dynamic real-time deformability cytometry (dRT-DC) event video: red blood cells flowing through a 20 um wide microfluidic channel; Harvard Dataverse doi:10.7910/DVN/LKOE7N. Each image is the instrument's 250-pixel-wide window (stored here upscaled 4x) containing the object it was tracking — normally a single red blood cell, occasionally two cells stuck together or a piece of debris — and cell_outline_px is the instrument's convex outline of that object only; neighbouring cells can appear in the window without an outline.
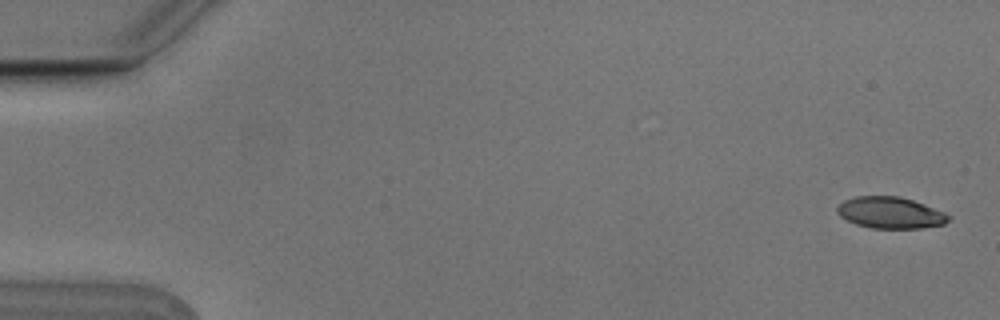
{"species": "Egyptian fruit bat (a non-hibernating species)", "species_latin": "Rousettus aegyptiacus", "temperature_condition": "cold", "stored_images_in_passage": 5, "camera_frame_rate_fps": 3000, "um_per_image_px": 0.085, "animal": {"sex": "male"}, "frame": {"image": 1, "passage_image": 1, "time_ms": 0.0, "image_size_px": [1000, 320], "cell_outline_px": [[952, 216], [944, 224], [920, 228], [872, 228], [856, 224], [840, 216], [836, 212], [836, 208], [844, 200], [856, 196], [900, 196], [924, 204], [944, 212]], "centroid_in_image_um": [75.67, 18.07], "position_along_channel_um": 9.3, "area_um2": 20.35}}
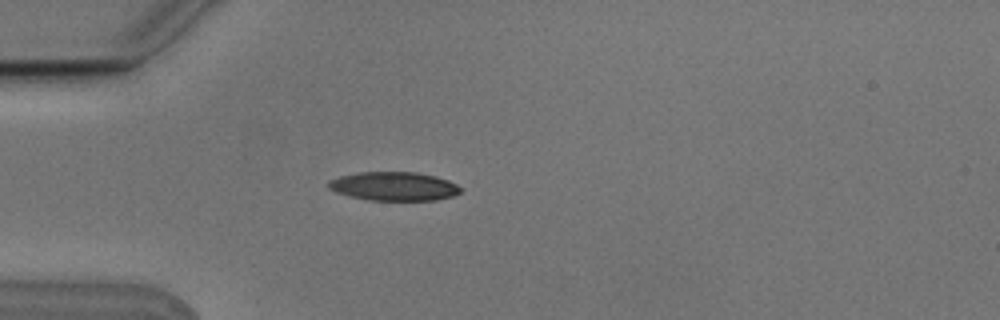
{"frame": {"image": 2, "passage_image": 4, "time_ms": 1.0, "image_size_px": [1000, 320], "cell_outline_px": [[460, 192], [452, 196], [436, 200], [368, 200], [336, 192], [328, 188], [328, 180], [340, 176], [360, 172], [416, 172], [436, 176], [448, 180], [456, 184], [460, 188]], "centroid_in_image_um": [33.47, 15.83], "position_along_channel_um": 51.5, "area_um2": 22.02}}